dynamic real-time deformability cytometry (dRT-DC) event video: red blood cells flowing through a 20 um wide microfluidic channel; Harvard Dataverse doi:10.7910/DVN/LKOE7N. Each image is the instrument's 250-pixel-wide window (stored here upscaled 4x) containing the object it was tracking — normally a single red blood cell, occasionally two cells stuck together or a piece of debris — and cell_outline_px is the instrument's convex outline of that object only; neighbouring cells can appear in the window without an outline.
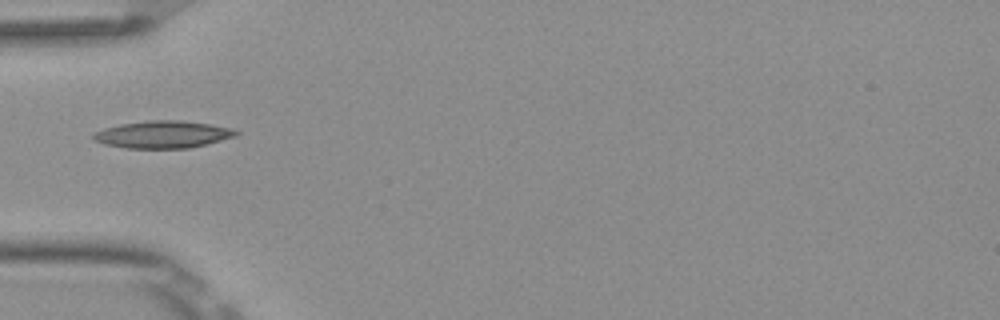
{"species": "Egyptian fruit bat (a non-hibernating species)", "species_latin": "Rousettus aegyptiacus", "temperature_condition": "room temperature", "stored_images_in_passage": 36, "camera_frame_rate_fps": 3000, "um_per_image_px": 0.085, "frame": {"image": 1, "passage_image": 1, "time_ms": 0.0, "image_size_px": [1000, 320], "cell_outline_px": [[240, 132], [236, 136], [188, 148], [124, 148], [104, 144], [92, 140], [92, 132], [104, 128], [120, 124], [148, 120], [180, 120], [212, 124], [232, 128]], "centroid_in_image_um": [13.8, 11.42], "position_along_channel_um": 71.2, "area_um2": 22.77}}
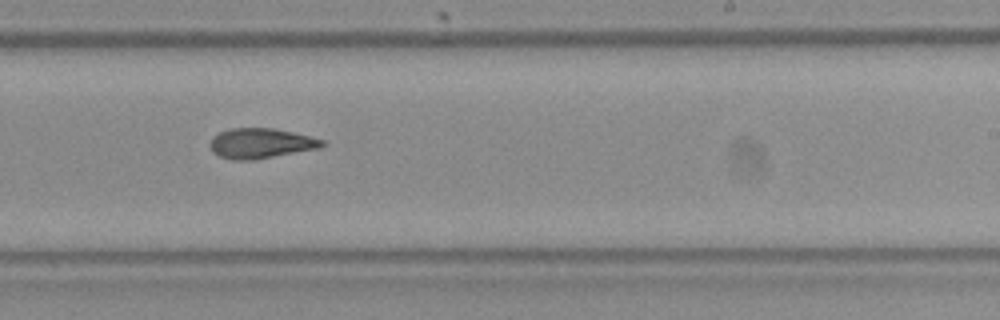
{"frame": {"image": 2, "passage_image": 16, "time_ms": 5.0, "image_size_px": [1000, 320], "cell_outline_px": [[328, 144], [320, 148], [252, 160], [232, 160], [220, 156], [212, 152], [208, 144], [212, 136], [220, 132], [232, 128], [272, 128], [292, 132], [324, 140]], "centroid_in_image_um": [22.14, 12.18], "position_along_channel_um": 266.9, "area_um2": 19.71}}
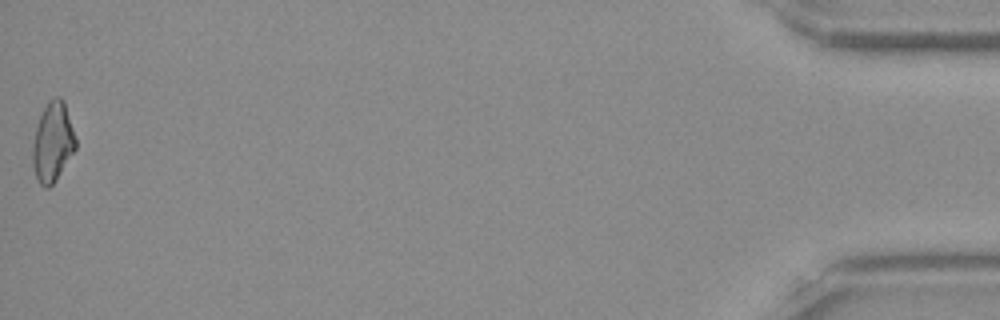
{"frame": {"image": 3, "passage_image": 36, "time_ms": 11.667, "image_size_px": [1000, 320], "cell_outline_px": [[76, 148], [56, 180], [48, 188], [44, 188], [36, 180], [32, 164], [32, 144], [36, 128], [40, 116], [48, 100], [56, 96], [60, 96], [64, 100], [76, 140]], "centroid_in_image_um": [4.46, 12.09], "position_along_channel_um": 430.7, "area_um2": 20.0}, "authors_computed_cell_mechanics": {"area_um2": 19.8254, "velocity_mm_per_s": 3.8973, "shape_relaxation_time_tau1_ms": null, "shape_relaxation_time_tau2_ms": 4.3058, "deformation_change_tau1": null, "deformation_change_tau2": 0.1183}}